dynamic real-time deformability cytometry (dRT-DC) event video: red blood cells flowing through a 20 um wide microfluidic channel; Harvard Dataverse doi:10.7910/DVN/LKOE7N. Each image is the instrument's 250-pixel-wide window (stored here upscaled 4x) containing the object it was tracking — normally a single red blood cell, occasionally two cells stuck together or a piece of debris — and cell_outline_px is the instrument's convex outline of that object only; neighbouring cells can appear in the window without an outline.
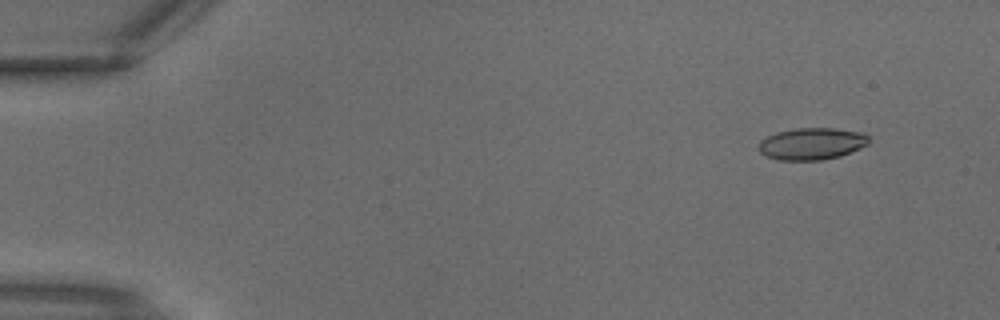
{"species": "common noctule bat (a hibernating species)", "species_latin": "Nyctalus noctula", "temperature_condition": "warm", "stored_images_in_passage": 3, "camera_frame_rate_fps": 3000, "um_per_image_px": 0.085, "animal": {"sex": "male", "body_mass_g": 18.8}, "frame": {"image": 1, "passage_image": 1, "time_ms": 0.0, "image_size_px": [1000, 320], "cell_outline_px": [[868, 144], [860, 148], [840, 156], [820, 160], [780, 160], [764, 156], [760, 152], [760, 140], [776, 132], [796, 128], [832, 128], [864, 132], [868, 136]], "centroid_in_image_um": [69.0, 12.21], "position_along_channel_um": 16.0, "area_um2": 20.46}}
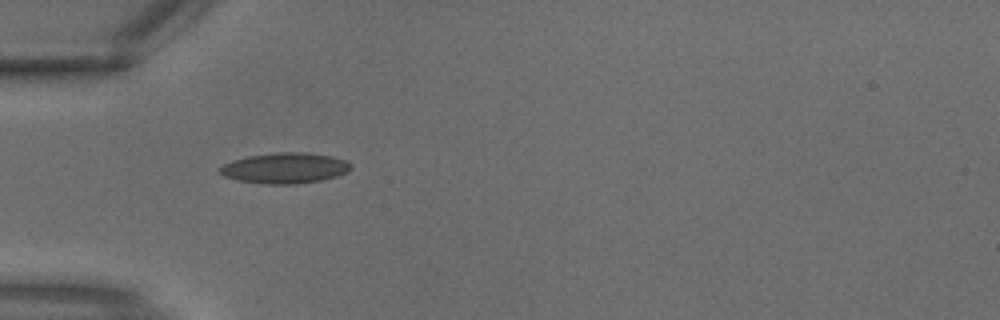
{"frame": {"image": 2, "passage_image": 3, "time_ms": 0.667, "image_size_px": [1000, 320], "cell_outline_px": [[352, 168], [348, 172], [336, 176], [320, 180], [296, 184], [264, 184], [236, 180], [224, 176], [220, 172], [220, 168], [224, 164], [232, 160], [248, 156], [276, 152], [308, 152], [332, 156], [344, 160], [352, 164]], "centroid_in_image_um": [24.23, 14.28], "position_along_channel_um": 60.8, "area_um2": 23.47}}